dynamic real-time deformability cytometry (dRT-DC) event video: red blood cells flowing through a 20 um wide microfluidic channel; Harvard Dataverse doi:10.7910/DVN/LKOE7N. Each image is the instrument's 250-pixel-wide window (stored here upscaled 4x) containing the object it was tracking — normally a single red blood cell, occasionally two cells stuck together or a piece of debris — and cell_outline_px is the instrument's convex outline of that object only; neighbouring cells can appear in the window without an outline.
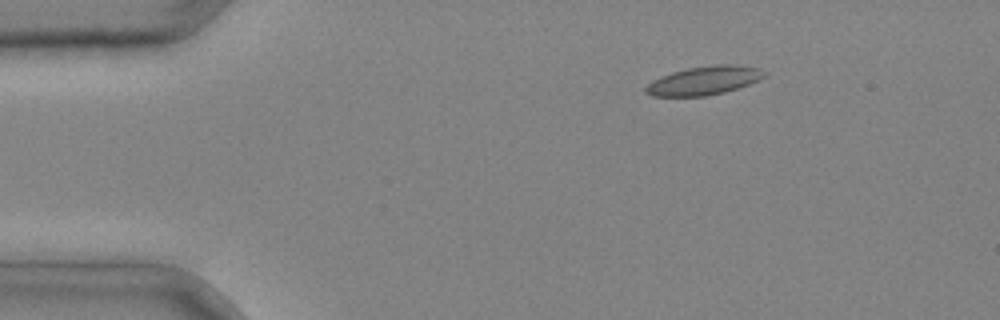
{"species": "common noctule bat (a hibernating species)", "species_latin": "Nyctalus noctula", "temperature_condition": "cold", "stored_images_in_passage": 3, "camera_frame_rate_fps": 3000, "um_per_image_px": 0.085, "animal": {"sex": "male", "body_mass_g": 20.4}, "frame": {"image": 1, "passage_image": 1, "time_ms": 0.0, "image_size_px": [1000, 320], "cell_outline_px": [[768, 72], [760, 80], [724, 92], [704, 96], [652, 96], [644, 92], [644, 88], [652, 80], [660, 76], [672, 72], [688, 68], [716, 64], [732, 64], [760, 68]], "centroid_in_image_um": [59.84, 6.84], "position_along_channel_um": 25.2, "area_um2": 19.83}}
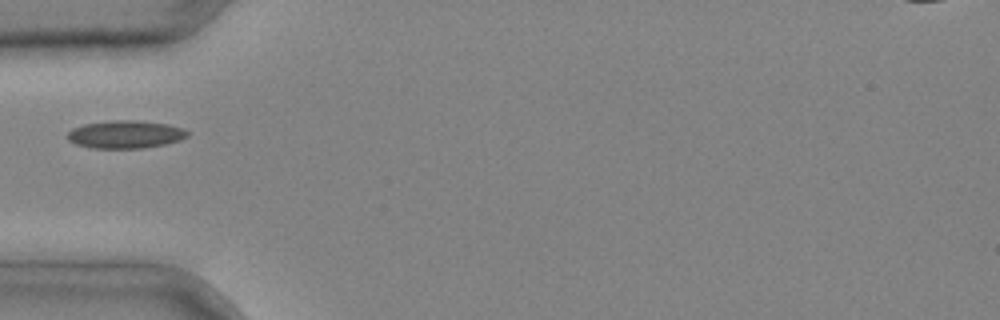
{"frame": {"image": 2, "passage_image": 3, "time_ms": 0.667, "image_size_px": [1000, 320], "cell_outline_px": [[188, 136], [180, 140], [164, 144], [144, 148], [88, 148], [76, 144], [68, 140], [68, 132], [72, 128], [84, 124], [112, 120], [132, 120], [168, 124], [184, 128], [188, 132]], "centroid_in_image_um": [10.65, 11.42], "position_along_channel_um": 74.3, "area_um2": 19.48}}